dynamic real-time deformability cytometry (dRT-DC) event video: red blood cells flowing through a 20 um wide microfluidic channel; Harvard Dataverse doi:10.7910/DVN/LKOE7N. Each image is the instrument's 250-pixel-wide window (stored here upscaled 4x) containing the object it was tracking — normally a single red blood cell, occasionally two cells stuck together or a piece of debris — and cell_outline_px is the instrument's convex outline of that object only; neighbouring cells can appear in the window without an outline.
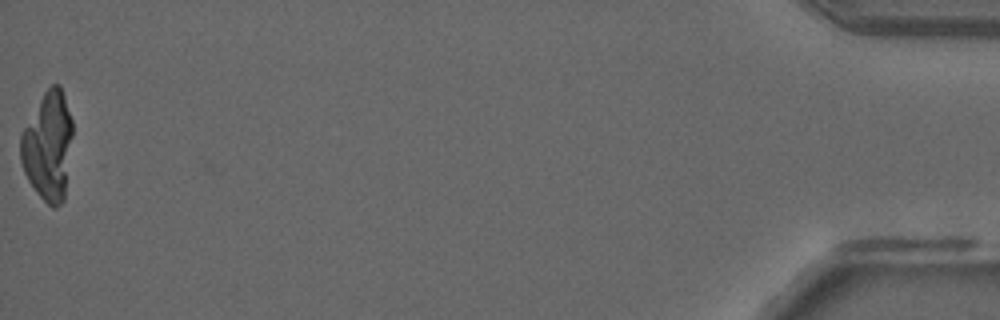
{"species": "common noctule bat (a hibernating species)", "species_latin": "Nyctalus noctula", "temperature_condition": "room temperature", "stored_images_in_passage": 51, "camera_frame_rate_fps": 3000, "um_per_image_px": 0.085, "animal": {"sex": "male", "forearm_length_mm": 52.5}, "frame": {"image": 1, "passage_image": 51, "time_ms": 16.667, "image_size_px": [1000, 320], "cell_outline_px": [[72, 136], [64, 200], [56, 208], [52, 208], [36, 192], [28, 180], [24, 172], [20, 160], [20, 132], [44, 92], [52, 84], [60, 84], [72, 120]], "centroid_in_image_um": [4.07, 12.42], "position_along_channel_um": 431.1, "area_um2": 33.06}}